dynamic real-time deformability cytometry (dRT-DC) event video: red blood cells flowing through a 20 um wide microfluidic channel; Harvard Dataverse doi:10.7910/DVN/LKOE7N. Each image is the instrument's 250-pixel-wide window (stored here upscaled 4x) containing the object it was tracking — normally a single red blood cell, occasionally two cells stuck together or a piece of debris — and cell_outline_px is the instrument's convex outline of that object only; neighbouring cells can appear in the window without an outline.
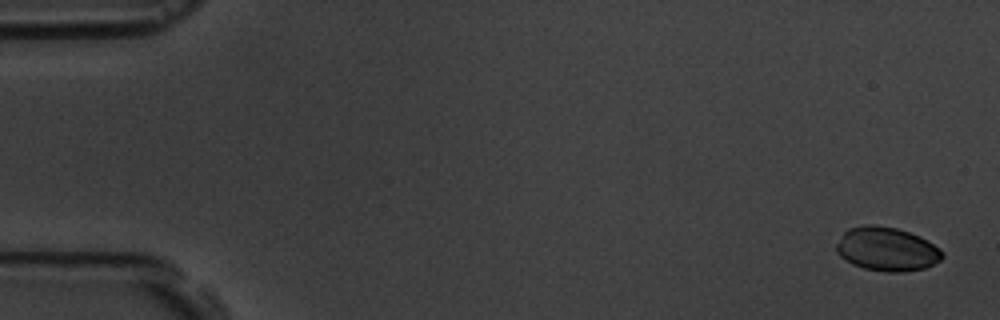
{"species": "common noctule bat (a hibernating species)", "species_latin": "Nyctalus noctula", "temperature_condition": "room temperature", "stored_images_in_passage": 6, "camera_frame_rate_fps": 3000, "um_per_image_px": 0.085, "animal": {"sex": "male", "body_mass_g": 19.5, "forearm_length_mm": 54.6}, "frame": {"image": 1, "passage_image": 1, "time_ms": 0.0, "image_size_px": [1000, 320], "cell_outline_px": [[944, 256], [940, 260], [924, 268], [904, 272], [884, 272], [864, 268], [852, 264], [840, 256], [836, 252], [836, 244], [844, 232], [848, 228], [864, 224], [872, 224], [896, 228], [920, 236], [928, 240], [940, 248], [944, 252]], "centroid_in_image_um": [75.38, 21.17], "position_along_channel_um": 9.6, "area_um2": 27.22}}
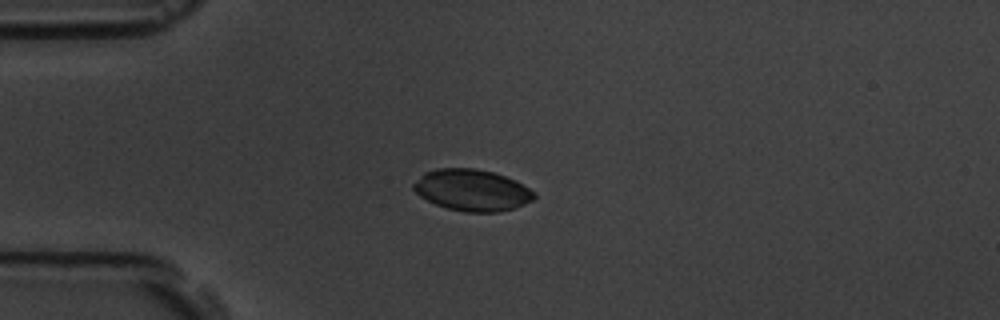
{"frame": {"image": 2, "passage_image": 5, "time_ms": 4.333, "image_size_px": [1000, 320], "cell_outline_px": [[536, 196], [532, 200], [516, 208], [496, 212], [464, 212], [448, 208], [436, 204], [420, 196], [412, 188], [412, 184], [424, 172], [436, 168], [472, 168], [492, 172], [516, 180], [536, 192]], "centroid_in_image_um": [40.13, 16.16], "position_along_channel_um": 44.9, "area_um2": 29.19}}